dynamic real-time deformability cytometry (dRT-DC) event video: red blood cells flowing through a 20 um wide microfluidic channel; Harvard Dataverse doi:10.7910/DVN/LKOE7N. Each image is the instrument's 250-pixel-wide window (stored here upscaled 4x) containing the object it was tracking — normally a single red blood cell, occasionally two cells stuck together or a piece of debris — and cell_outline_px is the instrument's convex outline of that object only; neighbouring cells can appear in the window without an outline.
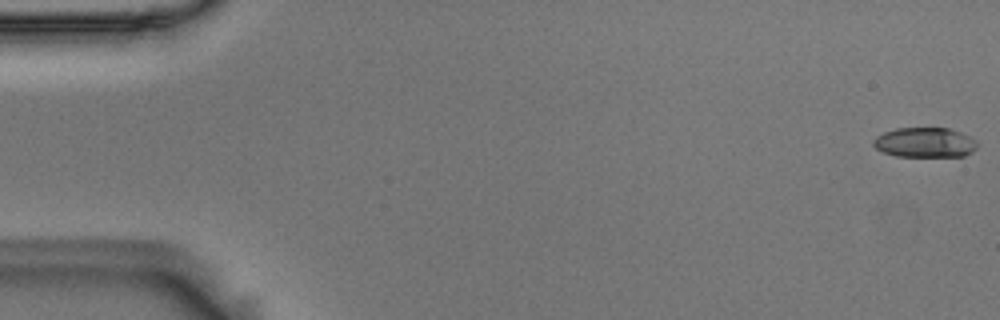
{"species": "Egyptian fruit bat (a non-hibernating species)", "species_latin": "Rousettus aegyptiacus", "temperature_condition": "room temperature", "stored_images_in_passage": 56, "camera_frame_rate_fps": 3000, "um_per_image_px": 0.085, "animal": {"sex": "male"}, "frame": {"image": 1, "passage_image": 1, "time_ms": 0.0, "image_size_px": [1000, 320], "cell_outline_px": [[976, 148], [972, 152], [964, 156], [896, 156], [884, 152], [876, 148], [872, 144], [872, 140], [876, 136], [884, 132], [896, 128], [948, 128], [960, 132], [976, 140]], "centroid_in_image_um": [78.59, 12.11], "position_along_channel_um": 6.4, "area_um2": 18.03}}
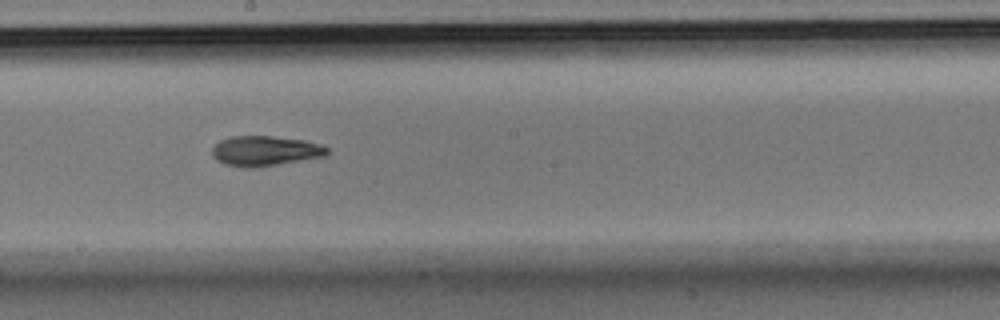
{"frame": {"image": 2, "passage_image": 31, "time_ms": 10.0, "image_size_px": [1000, 320], "cell_outline_px": [[328, 152], [324, 156], [256, 168], [244, 168], [224, 164], [216, 160], [212, 156], [212, 148], [220, 140], [232, 136], [272, 136], [304, 140], [320, 144], [328, 148]], "centroid_in_image_um": [22.49, 12.83], "position_along_channel_um": 225.7, "area_um2": 20.17}}
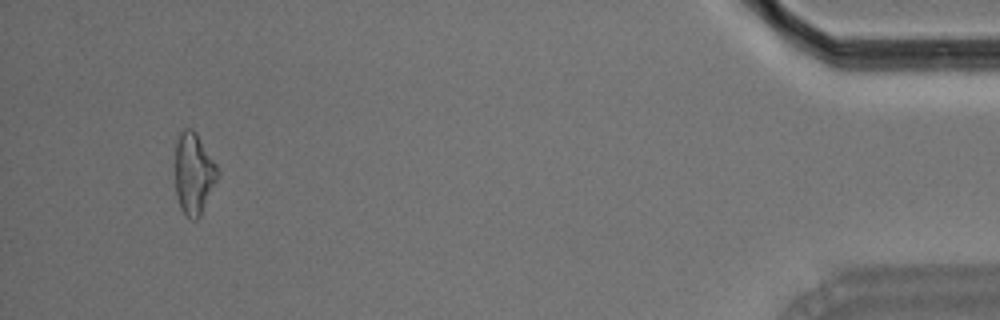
{"frame": {"image": 3, "passage_image": 53, "time_ms": 17.333, "image_size_px": [1000, 320], "cell_outline_px": [[220, 172], [200, 216], [196, 220], [192, 220], [180, 208], [176, 196], [176, 144], [180, 132], [184, 128], [192, 128], [196, 132], [216, 164]], "centroid_in_image_um": [16.47, 14.74], "position_along_channel_um": 418.7, "area_um2": 19.94}, "authors_computed_cell_mechanics": {"area_um2": 19.4786, "velocity_mm_per_s": 3.632, "shape_relaxation_time_tau1_ms": 4.7214, "shape_relaxation_time_tau2_ms": 4.3313, "deformation_change_tau1": 0.1455, "deformation_change_tau2": 0.1265}}